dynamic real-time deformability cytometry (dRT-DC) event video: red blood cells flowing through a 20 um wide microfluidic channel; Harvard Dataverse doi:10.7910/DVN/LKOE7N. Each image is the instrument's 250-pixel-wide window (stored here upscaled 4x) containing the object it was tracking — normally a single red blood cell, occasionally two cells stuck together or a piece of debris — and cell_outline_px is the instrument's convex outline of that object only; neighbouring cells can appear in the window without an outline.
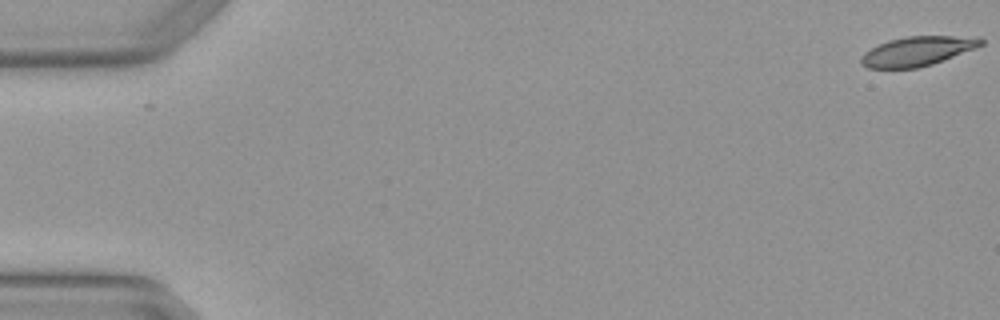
{"species": "Egyptian fruit bat (a non-hibernating species)", "species_latin": "Rousettus aegyptiacus", "temperature_condition": "warm", "stored_images_in_passage": 3, "camera_frame_rate_fps": 3000, "um_per_image_px": 0.085, "animal": {"sex": "female"}, "frame": {"image": 1, "passage_image": 1, "time_ms": 0.0, "image_size_px": [1000, 320], "cell_outline_px": [[984, 44], [976, 48], [932, 64], [916, 68], [868, 68], [860, 64], [860, 56], [864, 52], [888, 40], [908, 36], [980, 36], [984, 40]], "centroid_in_image_um": [78.0, 4.34], "position_along_channel_um": 7.0, "area_um2": 20.63}}